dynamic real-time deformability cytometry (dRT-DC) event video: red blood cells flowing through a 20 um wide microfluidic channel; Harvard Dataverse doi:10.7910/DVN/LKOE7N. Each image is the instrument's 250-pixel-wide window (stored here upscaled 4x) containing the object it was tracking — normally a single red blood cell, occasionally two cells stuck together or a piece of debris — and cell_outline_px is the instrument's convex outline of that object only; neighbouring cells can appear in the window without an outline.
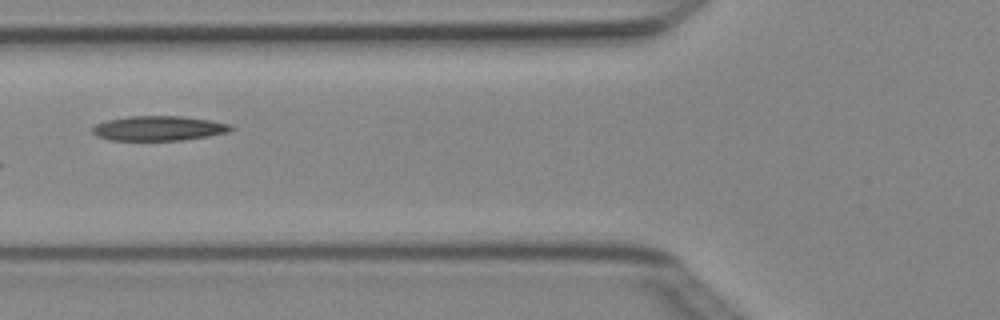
{"species": "Egyptian fruit bat (a non-hibernating species)", "species_latin": "Rousettus aegyptiacus", "temperature_condition": "cold", "stored_images_in_passage": 4, "camera_frame_rate_fps": 3000, "um_per_image_px": 0.085, "animal": {"sex": "female"}, "frame": {"image": 1, "passage_image": 4, "time_ms": 1.0, "image_size_px": [1000, 320], "cell_outline_px": [[232, 128], [228, 132], [208, 136], [180, 140], [108, 140], [96, 136], [92, 132], [92, 128], [96, 124], [108, 120], [128, 116], [184, 116], [212, 120], [232, 124]], "centroid_in_image_um": [13.49, 10.9], "position_along_channel_um": 112.3, "area_um2": 20.0}}